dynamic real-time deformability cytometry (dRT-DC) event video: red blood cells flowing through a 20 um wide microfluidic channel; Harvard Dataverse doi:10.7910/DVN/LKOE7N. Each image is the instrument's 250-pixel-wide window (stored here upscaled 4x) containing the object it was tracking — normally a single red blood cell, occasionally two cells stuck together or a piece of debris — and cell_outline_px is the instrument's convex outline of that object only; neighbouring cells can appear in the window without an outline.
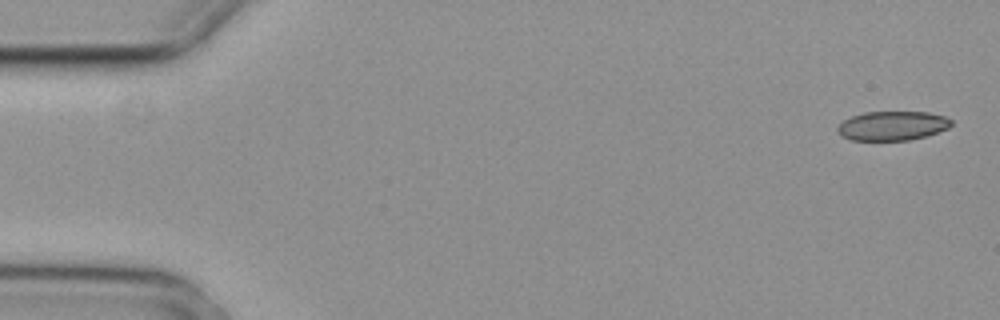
{"species": "common noctule bat (a hibernating species)", "species_latin": "Nyctalus noctula", "temperature_condition": "cold", "stored_images_in_passage": 3, "camera_frame_rate_fps": 3000, "um_per_image_px": 0.085, "animal": {"sex": "female", "body_mass_g": 29.2, "forearm_length_mm": 56.3}, "frame": {"image": 1, "passage_image": 1, "time_ms": 0.0, "image_size_px": [1000, 320], "cell_outline_px": [[952, 124], [948, 128], [924, 136], [908, 140], [852, 140], [840, 136], [836, 132], [836, 128], [844, 120], [852, 116], [864, 112], [928, 112], [944, 116], [952, 120]], "centroid_in_image_um": [75.81, 10.69], "position_along_channel_um": 9.2, "area_um2": 19.31}}